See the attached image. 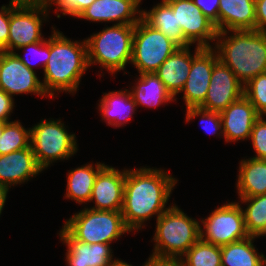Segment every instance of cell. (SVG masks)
<instances>
[{
  "label": "cell",
  "mask_w": 266,
  "mask_h": 266,
  "mask_svg": "<svg viewBox=\"0 0 266 266\" xmlns=\"http://www.w3.org/2000/svg\"><path fill=\"white\" fill-rule=\"evenodd\" d=\"M175 178L167 172L152 168L126 170L124 198L121 213L126 226L132 231L140 229L145 220L168 210L166 203Z\"/></svg>",
  "instance_id": "1"
},
{
  "label": "cell",
  "mask_w": 266,
  "mask_h": 266,
  "mask_svg": "<svg viewBox=\"0 0 266 266\" xmlns=\"http://www.w3.org/2000/svg\"><path fill=\"white\" fill-rule=\"evenodd\" d=\"M79 43L69 40L59 31H53L42 82L49 97H53L54 91H77L81 76L89 67L86 40Z\"/></svg>",
  "instance_id": "2"
},
{
  "label": "cell",
  "mask_w": 266,
  "mask_h": 266,
  "mask_svg": "<svg viewBox=\"0 0 266 266\" xmlns=\"http://www.w3.org/2000/svg\"><path fill=\"white\" fill-rule=\"evenodd\" d=\"M234 35L217 40L219 59L243 84L266 73V33L257 30L231 31Z\"/></svg>",
  "instance_id": "3"
},
{
  "label": "cell",
  "mask_w": 266,
  "mask_h": 266,
  "mask_svg": "<svg viewBox=\"0 0 266 266\" xmlns=\"http://www.w3.org/2000/svg\"><path fill=\"white\" fill-rule=\"evenodd\" d=\"M153 261L177 262L200 239L199 222L177 206H171L157 218Z\"/></svg>",
  "instance_id": "4"
},
{
  "label": "cell",
  "mask_w": 266,
  "mask_h": 266,
  "mask_svg": "<svg viewBox=\"0 0 266 266\" xmlns=\"http://www.w3.org/2000/svg\"><path fill=\"white\" fill-rule=\"evenodd\" d=\"M135 25L114 24L86 39L88 64H100L114 74L131 62Z\"/></svg>",
  "instance_id": "5"
},
{
  "label": "cell",
  "mask_w": 266,
  "mask_h": 266,
  "mask_svg": "<svg viewBox=\"0 0 266 266\" xmlns=\"http://www.w3.org/2000/svg\"><path fill=\"white\" fill-rule=\"evenodd\" d=\"M63 228L76 240L87 244L117 240L131 230L126 226L121 211H104L84 208L67 220Z\"/></svg>",
  "instance_id": "6"
},
{
  "label": "cell",
  "mask_w": 266,
  "mask_h": 266,
  "mask_svg": "<svg viewBox=\"0 0 266 266\" xmlns=\"http://www.w3.org/2000/svg\"><path fill=\"white\" fill-rule=\"evenodd\" d=\"M75 134H69L60 120H42L30 128V145L38 165L45 169L51 162L67 159L77 152Z\"/></svg>",
  "instance_id": "7"
},
{
  "label": "cell",
  "mask_w": 266,
  "mask_h": 266,
  "mask_svg": "<svg viewBox=\"0 0 266 266\" xmlns=\"http://www.w3.org/2000/svg\"><path fill=\"white\" fill-rule=\"evenodd\" d=\"M179 46L142 18L135 24L131 63L139 74L154 73Z\"/></svg>",
  "instance_id": "8"
},
{
  "label": "cell",
  "mask_w": 266,
  "mask_h": 266,
  "mask_svg": "<svg viewBox=\"0 0 266 266\" xmlns=\"http://www.w3.org/2000/svg\"><path fill=\"white\" fill-rule=\"evenodd\" d=\"M240 206L239 203L231 202L216 208L208 218L201 221L205 232L200 228V239L223 246L247 238L249 235Z\"/></svg>",
  "instance_id": "9"
},
{
  "label": "cell",
  "mask_w": 266,
  "mask_h": 266,
  "mask_svg": "<svg viewBox=\"0 0 266 266\" xmlns=\"http://www.w3.org/2000/svg\"><path fill=\"white\" fill-rule=\"evenodd\" d=\"M44 4L16 3L10 1V23L7 52L14 53L25 45L42 41V14L46 18ZM45 14V15H44Z\"/></svg>",
  "instance_id": "10"
},
{
  "label": "cell",
  "mask_w": 266,
  "mask_h": 266,
  "mask_svg": "<svg viewBox=\"0 0 266 266\" xmlns=\"http://www.w3.org/2000/svg\"><path fill=\"white\" fill-rule=\"evenodd\" d=\"M176 14L177 25L184 37L192 44L211 48L208 40L216 41L218 31L215 24L198 8L193 0H165Z\"/></svg>",
  "instance_id": "11"
},
{
  "label": "cell",
  "mask_w": 266,
  "mask_h": 266,
  "mask_svg": "<svg viewBox=\"0 0 266 266\" xmlns=\"http://www.w3.org/2000/svg\"><path fill=\"white\" fill-rule=\"evenodd\" d=\"M244 95V85L234 72L218 59L212 70L207 96L199 108L222 112L228 105Z\"/></svg>",
  "instance_id": "12"
},
{
  "label": "cell",
  "mask_w": 266,
  "mask_h": 266,
  "mask_svg": "<svg viewBox=\"0 0 266 266\" xmlns=\"http://www.w3.org/2000/svg\"><path fill=\"white\" fill-rule=\"evenodd\" d=\"M0 89L8 95H46L34 69H29L15 53L0 51Z\"/></svg>",
  "instance_id": "13"
},
{
  "label": "cell",
  "mask_w": 266,
  "mask_h": 266,
  "mask_svg": "<svg viewBox=\"0 0 266 266\" xmlns=\"http://www.w3.org/2000/svg\"><path fill=\"white\" fill-rule=\"evenodd\" d=\"M214 49L204 48L193 60L188 78L181 92L188 107H199L205 100L215 62L219 59Z\"/></svg>",
  "instance_id": "14"
},
{
  "label": "cell",
  "mask_w": 266,
  "mask_h": 266,
  "mask_svg": "<svg viewBox=\"0 0 266 266\" xmlns=\"http://www.w3.org/2000/svg\"><path fill=\"white\" fill-rule=\"evenodd\" d=\"M126 170L123 172L105 166L97 175L90 202L95 201L93 210L121 211L124 198Z\"/></svg>",
  "instance_id": "15"
},
{
  "label": "cell",
  "mask_w": 266,
  "mask_h": 266,
  "mask_svg": "<svg viewBox=\"0 0 266 266\" xmlns=\"http://www.w3.org/2000/svg\"><path fill=\"white\" fill-rule=\"evenodd\" d=\"M225 140L238 141L250 138L255 121L261 116L243 95L220 112Z\"/></svg>",
  "instance_id": "16"
},
{
  "label": "cell",
  "mask_w": 266,
  "mask_h": 266,
  "mask_svg": "<svg viewBox=\"0 0 266 266\" xmlns=\"http://www.w3.org/2000/svg\"><path fill=\"white\" fill-rule=\"evenodd\" d=\"M141 0H95L78 18L96 22L118 21L121 25H135L141 19L138 10ZM139 13V16H134ZM138 17V18H137Z\"/></svg>",
  "instance_id": "17"
},
{
  "label": "cell",
  "mask_w": 266,
  "mask_h": 266,
  "mask_svg": "<svg viewBox=\"0 0 266 266\" xmlns=\"http://www.w3.org/2000/svg\"><path fill=\"white\" fill-rule=\"evenodd\" d=\"M255 23V0H219L216 39H225L227 30H255Z\"/></svg>",
  "instance_id": "18"
},
{
  "label": "cell",
  "mask_w": 266,
  "mask_h": 266,
  "mask_svg": "<svg viewBox=\"0 0 266 266\" xmlns=\"http://www.w3.org/2000/svg\"><path fill=\"white\" fill-rule=\"evenodd\" d=\"M63 243L67 244L66 260L68 266H111L112 260L110 244H87L74 239L64 228L60 231Z\"/></svg>",
  "instance_id": "19"
},
{
  "label": "cell",
  "mask_w": 266,
  "mask_h": 266,
  "mask_svg": "<svg viewBox=\"0 0 266 266\" xmlns=\"http://www.w3.org/2000/svg\"><path fill=\"white\" fill-rule=\"evenodd\" d=\"M203 49V47L196 46L193 57L189 51V46L179 47L154 72L155 75L164 83L166 90L173 97H175L178 93H181V90L188 78L192 60Z\"/></svg>",
  "instance_id": "20"
},
{
  "label": "cell",
  "mask_w": 266,
  "mask_h": 266,
  "mask_svg": "<svg viewBox=\"0 0 266 266\" xmlns=\"http://www.w3.org/2000/svg\"><path fill=\"white\" fill-rule=\"evenodd\" d=\"M43 169L38 165L31 145L6 155H0V184L10 186L28 181Z\"/></svg>",
  "instance_id": "21"
},
{
  "label": "cell",
  "mask_w": 266,
  "mask_h": 266,
  "mask_svg": "<svg viewBox=\"0 0 266 266\" xmlns=\"http://www.w3.org/2000/svg\"><path fill=\"white\" fill-rule=\"evenodd\" d=\"M141 18L154 29L161 31L179 47L191 45L184 37L180 26L177 25L176 14L172 7L165 0L148 12L143 10Z\"/></svg>",
  "instance_id": "22"
},
{
  "label": "cell",
  "mask_w": 266,
  "mask_h": 266,
  "mask_svg": "<svg viewBox=\"0 0 266 266\" xmlns=\"http://www.w3.org/2000/svg\"><path fill=\"white\" fill-rule=\"evenodd\" d=\"M237 189L240 197L266 194V160H242L239 167Z\"/></svg>",
  "instance_id": "23"
},
{
  "label": "cell",
  "mask_w": 266,
  "mask_h": 266,
  "mask_svg": "<svg viewBox=\"0 0 266 266\" xmlns=\"http://www.w3.org/2000/svg\"><path fill=\"white\" fill-rule=\"evenodd\" d=\"M99 107L103 120H108V125L119 127L131 119L137 106L131 92L126 89L104 94Z\"/></svg>",
  "instance_id": "24"
},
{
  "label": "cell",
  "mask_w": 266,
  "mask_h": 266,
  "mask_svg": "<svg viewBox=\"0 0 266 266\" xmlns=\"http://www.w3.org/2000/svg\"><path fill=\"white\" fill-rule=\"evenodd\" d=\"M139 76L137 86L131 92L136 106L144 105L150 108L174 99L155 73H142Z\"/></svg>",
  "instance_id": "25"
},
{
  "label": "cell",
  "mask_w": 266,
  "mask_h": 266,
  "mask_svg": "<svg viewBox=\"0 0 266 266\" xmlns=\"http://www.w3.org/2000/svg\"><path fill=\"white\" fill-rule=\"evenodd\" d=\"M256 237L248 236L243 240L221 246V266H265V257L259 255L253 245Z\"/></svg>",
  "instance_id": "26"
},
{
  "label": "cell",
  "mask_w": 266,
  "mask_h": 266,
  "mask_svg": "<svg viewBox=\"0 0 266 266\" xmlns=\"http://www.w3.org/2000/svg\"><path fill=\"white\" fill-rule=\"evenodd\" d=\"M95 166L96 168L89 164L69 172L66 189L67 198H72L77 203L90 201L96 177L106 165L97 163Z\"/></svg>",
  "instance_id": "27"
},
{
  "label": "cell",
  "mask_w": 266,
  "mask_h": 266,
  "mask_svg": "<svg viewBox=\"0 0 266 266\" xmlns=\"http://www.w3.org/2000/svg\"><path fill=\"white\" fill-rule=\"evenodd\" d=\"M240 198L242 203H250L245 210H242L248 235L253 237L266 235V194Z\"/></svg>",
  "instance_id": "28"
},
{
  "label": "cell",
  "mask_w": 266,
  "mask_h": 266,
  "mask_svg": "<svg viewBox=\"0 0 266 266\" xmlns=\"http://www.w3.org/2000/svg\"><path fill=\"white\" fill-rule=\"evenodd\" d=\"M177 262L181 266H221V246L199 239Z\"/></svg>",
  "instance_id": "29"
},
{
  "label": "cell",
  "mask_w": 266,
  "mask_h": 266,
  "mask_svg": "<svg viewBox=\"0 0 266 266\" xmlns=\"http://www.w3.org/2000/svg\"><path fill=\"white\" fill-rule=\"evenodd\" d=\"M30 146V129L26 130L19 121H10L4 126L0 137V155H6Z\"/></svg>",
  "instance_id": "30"
},
{
  "label": "cell",
  "mask_w": 266,
  "mask_h": 266,
  "mask_svg": "<svg viewBox=\"0 0 266 266\" xmlns=\"http://www.w3.org/2000/svg\"><path fill=\"white\" fill-rule=\"evenodd\" d=\"M244 96L260 115H266V73L257 75L244 85Z\"/></svg>",
  "instance_id": "31"
},
{
  "label": "cell",
  "mask_w": 266,
  "mask_h": 266,
  "mask_svg": "<svg viewBox=\"0 0 266 266\" xmlns=\"http://www.w3.org/2000/svg\"><path fill=\"white\" fill-rule=\"evenodd\" d=\"M186 121H190V119H193L197 116H201V119L203 120L202 122H200L201 124H203L204 122H208L207 125L204 123V129L206 131L212 132V134H223L222 130V119H221V115L220 112H213V111H206L203 110L199 107H188L186 109ZM205 120V121H204ZM209 125L210 129H209ZM218 130H220L221 132L217 133ZM217 131V132H216Z\"/></svg>",
  "instance_id": "32"
},
{
  "label": "cell",
  "mask_w": 266,
  "mask_h": 266,
  "mask_svg": "<svg viewBox=\"0 0 266 266\" xmlns=\"http://www.w3.org/2000/svg\"><path fill=\"white\" fill-rule=\"evenodd\" d=\"M261 115L252 127L250 138L257 155L255 159L266 160V120Z\"/></svg>",
  "instance_id": "33"
},
{
  "label": "cell",
  "mask_w": 266,
  "mask_h": 266,
  "mask_svg": "<svg viewBox=\"0 0 266 266\" xmlns=\"http://www.w3.org/2000/svg\"><path fill=\"white\" fill-rule=\"evenodd\" d=\"M95 0H45L43 3L47 9L52 3L58 5L59 11L63 15L69 14L78 17L87 7H89Z\"/></svg>",
  "instance_id": "34"
},
{
  "label": "cell",
  "mask_w": 266,
  "mask_h": 266,
  "mask_svg": "<svg viewBox=\"0 0 266 266\" xmlns=\"http://www.w3.org/2000/svg\"><path fill=\"white\" fill-rule=\"evenodd\" d=\"M30 48V49H29ZM21 49H29L32 51H34V54L36 53V55H40V59L43 61V66L42 67H45L48 59H49V56H50V38L48 40H45V38L40 41V42H36V43H33V44H29V45H25L23 46ZM18 57L19 59L29 68V69H33L32 67V64L31 62L29 61V59H26V58H23L21 55H19L18 53L14 52ZM32 53V52H30Z\"/></svg>",
  "instance_id": "35"
},
{
  "label": "cell",
  "mask_w": 266,
  "mask_h": 266,
  "mask_svg": "<svg viewBox=\"0 0 266 266\" xmlns=\"http://www.w3.org/2000/svg\"><path fill=\"white\" fill-rule=\"evenodd\" d=\"M193 2L215 24L218 31L219 0H193Z\"/></svg>",
  "instance_id": "36"
},
{
  "label": "cell",
  "mask_w": 266,
  "mask_h": 266,
  "mask_svg": "<svg viewBox=\"0 0 266 266\" xmlns=\"http://www.w3.org/2000/svg\"><path fill=\"white\" fill-rule=\"evenodd\" d=\"M10 23V4L2 6L0 10V51L7 52V43L9 38Z\"/></svg>",
  "instance_id": "37"
},
{
  "label": "cell",
  "mask_w": 266,
  "mask_h": 266,
  "mask_svg": "<svg viewBox=\"0 0 266 266\" xmlns=\"http://www.w3.org/2000/svg\"><path fill=\"white\" fill-rule=\"evenodd\" d=\"M255 30L266 33V0H255Z\"/></svg>",
  "instance_id": "38"
},
{
  "label": "cell",
  "mask_w": 266,
  "mask_h": 266,
  "mask_svg": "<svg viewBox=\"0 0 266 266\" xmlns=\"http://www.w3.org/2000/svg\"><path fill=\"white\" fill-rule=\"evenodd\" d=\"M12 97L0 89V121L9 122V116L14 106Z\"/></svg>",
  "instance_id": "39"
},
{
  "label": "cell",
  "mask_w": 266,
  "mask_h": 266,
  "mask_svg": "<svg viewBox=\"0 0 266 266\" xmlns=\"http://www.w3.org/2000/svg\"><path fill=\"white\" fill-rule=\"evenodd\" d=\"M7 192H8V189L0 184V214H1V211L3 210L4 204L7 198Z\"/></svg>",
  "instance_id": "40"
},
{
  "label": "cell",
  "mask_w": 266,
  "mask_h": 266,
  "mask_svg": "<svg viewBox=\"0 0 266 266\" xmlns=\"http://www.w3.org/2000/svg\"><path fill=\"white\" fill-rule=\"evenodd\" d=\"M16 3L43 4L45 0H11Z\"/></svg>",
  "instance_id": "41"
},
{
  "label": "cell",
  "mask_w": 266,
  "mask_h": 266,
  "mask_svg": "<svg viewBox=\"0 0 266 266\" xmlns=\"http://www.w3.org/2000/svg\"><path fill=\"white\" fill-rule=\"evenodd\" d=\"M111 266H132L126 262H123L122 260L119 261L118 259L111 265ZM143 266H149V259Z\"/></svg>",
  "instance_id": "42"
},
{
  "label": "cell",
  "mask_w": 266,
  "mask_h": 266,
  "mask_svg": "<svg viewBox=\"0 0 266 266\" xmlns=\"http://www.w3.org/2000/svg\"><path fill=\"white\" fill-rule=\"evenodd\" d=\"M7 123H8V122L0 121V137L2 136L3 131H4V126H5Z\"/></svg>",
  "instance_id": "43"
}]
</instances>
